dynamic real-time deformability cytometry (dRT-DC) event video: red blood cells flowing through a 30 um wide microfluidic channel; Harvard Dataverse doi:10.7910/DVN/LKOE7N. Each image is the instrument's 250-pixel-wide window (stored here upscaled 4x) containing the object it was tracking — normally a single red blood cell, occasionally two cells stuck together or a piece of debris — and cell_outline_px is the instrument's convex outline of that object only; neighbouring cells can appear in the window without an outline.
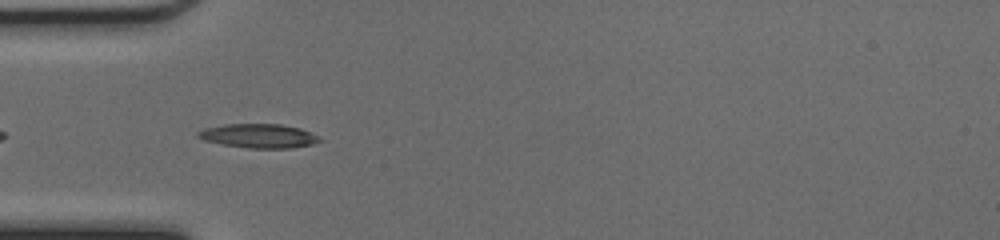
{"species": "common noctule bat (a hibernating species)", "species_latin": "Nyctalus noctula", "temperature_condition": "cold", "stored_images_in_passage": 35, "camera_frame_rate_fps": 3000, "um_per_image_px": 0.085, "animal": {"sex": "female", "body_mass_g": 17.0, "forearm_length_mm": 48.0}, "frame": {"image": 1, "passage_image": 2, "time_ms": 0.333, "image_size_px": [1000, 240], "cell_outline_px": [[324, 140], [312, 144], [292, 148], [248, 148], [224, 144], [204, 140], [196, 136], [196, 132], [204, 128], [224, 124], [280, 124], [300, 128]], "centroid_in_image_um": [21.96, 11.55], "position_along_channel_um": 63.0, "area_um2": 16.94}}
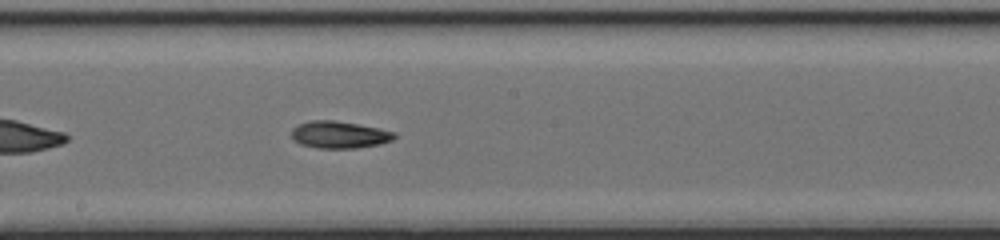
{"frame": {"image": 2, "passage_image": 13, "time_ms": 4.0, "image_size_px": [1000, 240], "cell_outline_px": [[396, 136], [392, 140], [380, 144], [356, 148], [316, 148], [300, 144], [292, 140], [292, 128], [300, 124], [312, 120], [332, 120], [356, 124], [396, 132]], "centroid_in_image_um": [28.82, 11.46], "position_along_channel_um": 219.4, "area_um2": 16.13}}
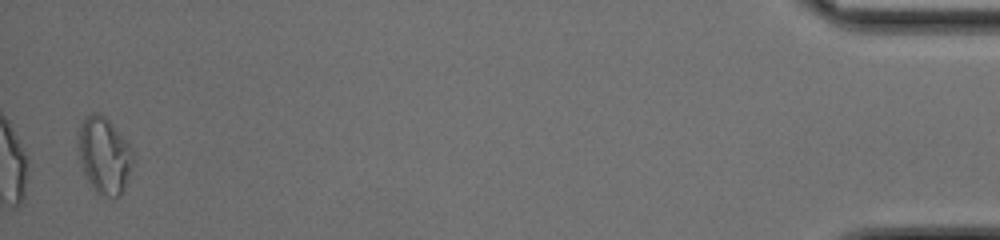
{"frame": {"image": 3, "passage_image": 34, "time_ms": 11.0, "image_size_px": [1000, 240], "cell_outline_px": [[136, 152], [128, 180], [120, 196], [104, 196], [96, 192], [88, 180], [84, 172], [76, 148], [80, 124], [92, 112], [100, 112], [112, 124]], "centroid_in_image_um": [8.87, 13.19], "position_along_channel_um": 426.3, "area_um2": 24.62}, "authors_computed_cell_mechanics": {"area_um2": 16.2418, "velocity_mm_per_s": 4.2936, "shape_relaxation_time_tau1_ms": 3.4475, "shape_relaxation_time_tau2_ms": 9.2647, "deformation_change_tau1": 0.1826, "deformation_change_tau2": 0.2226}}